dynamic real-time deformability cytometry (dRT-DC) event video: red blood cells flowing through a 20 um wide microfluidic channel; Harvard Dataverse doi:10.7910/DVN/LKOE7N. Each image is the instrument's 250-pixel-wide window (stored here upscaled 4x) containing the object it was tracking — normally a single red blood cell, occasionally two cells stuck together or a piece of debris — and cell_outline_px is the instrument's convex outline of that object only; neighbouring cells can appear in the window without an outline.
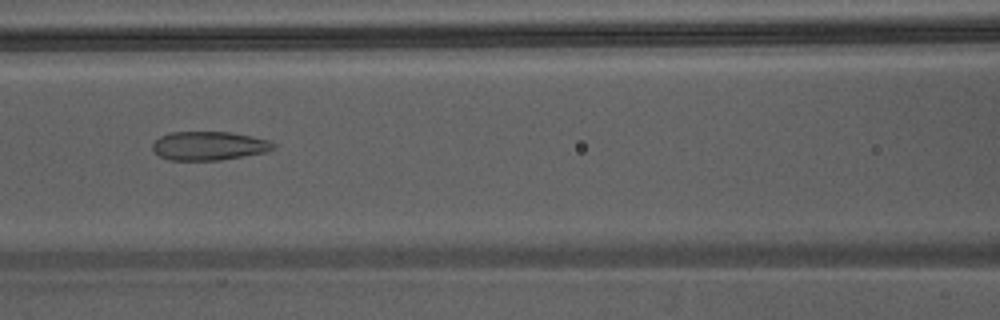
{"species": "Egyptian fruit bat (a non-hibernating species)", "species_latin": "Rousettus aegyptiacus", "temperature_condition": "warm", "stored_images_in_passage": 40, "camera_frame_rate_fps": 3000, "um_per_image_px": 0.085, "animal": {"sex": "male"}, "frame": {"image": 1, "passage_image": 18, "time_ms": 5.667, "image_size_px": [1000, 320], "cell_outline_px": [[276, 148], [264, 152], [220, 160], [168, 160], [160, 156], [152, 148], [152, 144], [160, 136], [172, 132], [228, 132], [252, 136], [272, 140], [276, 144]], "centroid_in_image_um": [17.79, 12.39], "position_along_channel_um": 148.8, "area_um2": 20.23}}
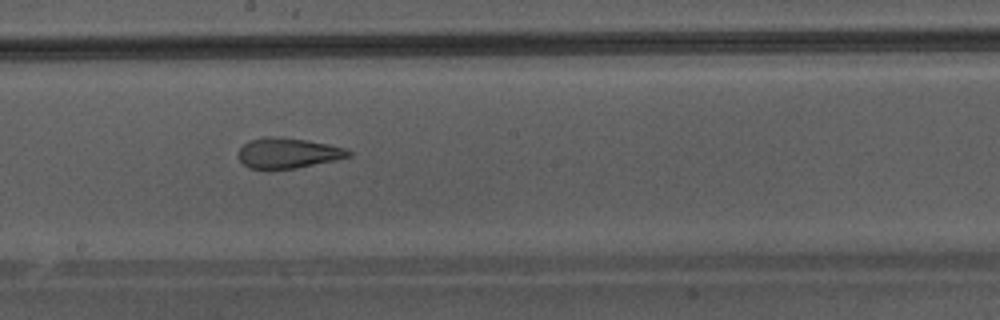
{"frame": {"image": 2, "passage_image": 23, "time_ms": 7.333, "image_size_px": [1000, 320], "cell_outline_px": [[352, 156], [336, 160], [296, 168], [248, 168], [240, 160], [240, 148], [248, 140], [268, 136], [280, 136], [308, 140], [348, 148], [352, 152]], "centroid_in_image_um": [24.54, 12.99], "position_along_channel_um": 223.7, "area_um2": 19.48}}